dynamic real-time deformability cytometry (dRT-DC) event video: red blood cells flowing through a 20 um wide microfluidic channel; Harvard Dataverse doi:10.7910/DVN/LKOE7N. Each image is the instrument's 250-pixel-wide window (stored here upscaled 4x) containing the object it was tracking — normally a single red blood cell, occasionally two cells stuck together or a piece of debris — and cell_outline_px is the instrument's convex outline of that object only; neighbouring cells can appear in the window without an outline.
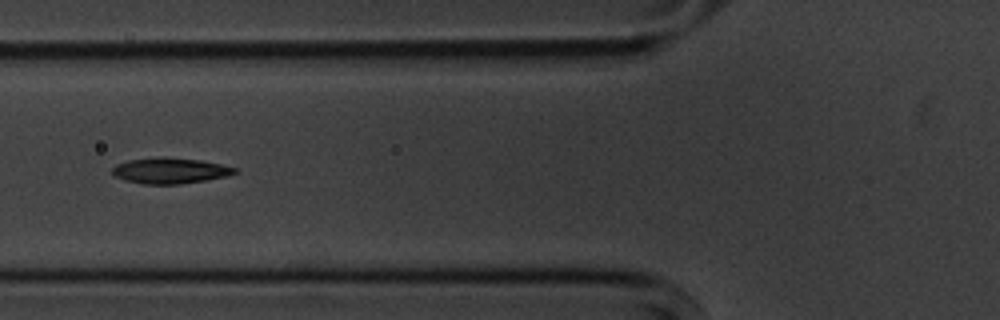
{"species": "common noctule bat (a hibernating species)", "species_latin": "Nyctalus noctula", "temperature_condition": "cold", "stored_images_in_passage": 15, "segment_of_instrument_passage": [1, 2], "camera_frame_rate_fps": 3000, "um_per_image_px": 0.085, "animal": {"sex": "male", "body_mass_g": 20.1, "forearm_length_mm": 53.5}, "frame": {"image": 1, "passage_image": 5, "time_ms": 5.333, "image_size_px": [1000, 320], "cell_outline_px": [[240, 172], [228, 176], [180, 184], [144, 184], [124, 180], [116, 176], [112, 172], [112, 168], [116, 164], [128, 160], [160, 156], [164, 156], [200, 160], [220, 164], [236, 168]], "centroid_in_image_um": [14.46, 14.49], "position_along_channel_um": 111.3, "area_um2": 18.5}}
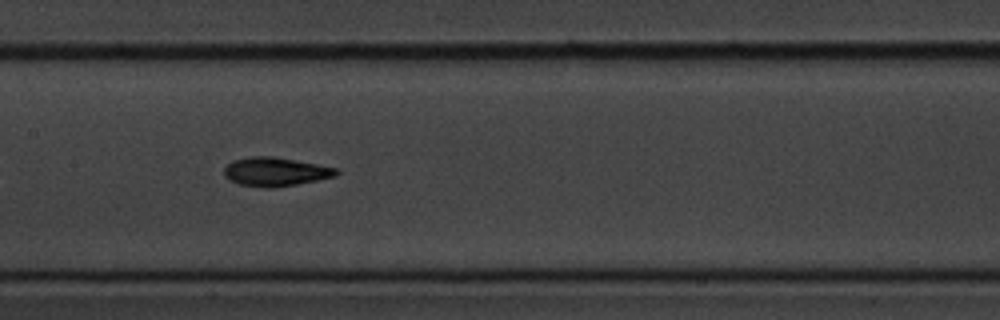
{"frame": {"image": 2, "passage_image": 7, "time_ms": 7.333, "image_size_px": [1000, 320], "cell_outline_px": [[340, 172], [336, 176], [276, 188], [264, 188], [240, 184], [228, 180], [224, 176], [224, 168], [232, 160], [252, 156], [272, 156], [316, 164], [336, 168]], "centroid_in_image_um": [23.37, 14.6], "position_along_channel_um": 184.0, "area_um2": 18.79}}
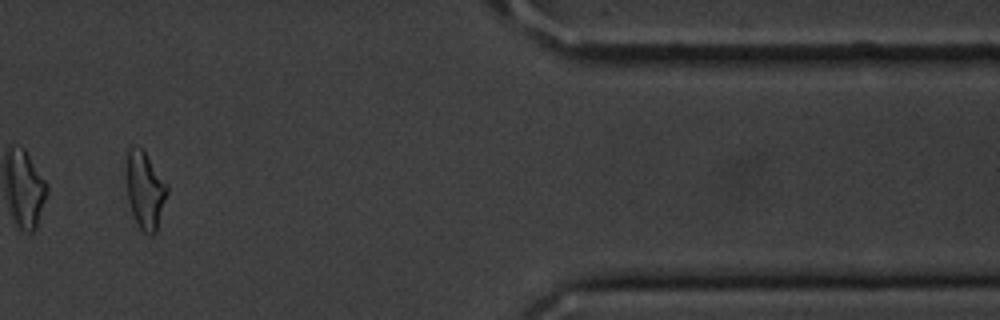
{"frame": {"image": 3, "passage_image": 12, "time_ms": 14.333, "image_size_px": [1000, 320], "cell_outline_px": [[168, 192], [156, 232], [152, 236], [148, 236], [140, 228], [132, 212], [128, 200], [124, 176], [124, 160], [128, 148], [132, 144], [136, 144], [144, 152], [168, 184]], "centroid_in_image_um": [12.28, 16.1], "position_along_channel_um": 399.1, "area_um2": 18.96}}